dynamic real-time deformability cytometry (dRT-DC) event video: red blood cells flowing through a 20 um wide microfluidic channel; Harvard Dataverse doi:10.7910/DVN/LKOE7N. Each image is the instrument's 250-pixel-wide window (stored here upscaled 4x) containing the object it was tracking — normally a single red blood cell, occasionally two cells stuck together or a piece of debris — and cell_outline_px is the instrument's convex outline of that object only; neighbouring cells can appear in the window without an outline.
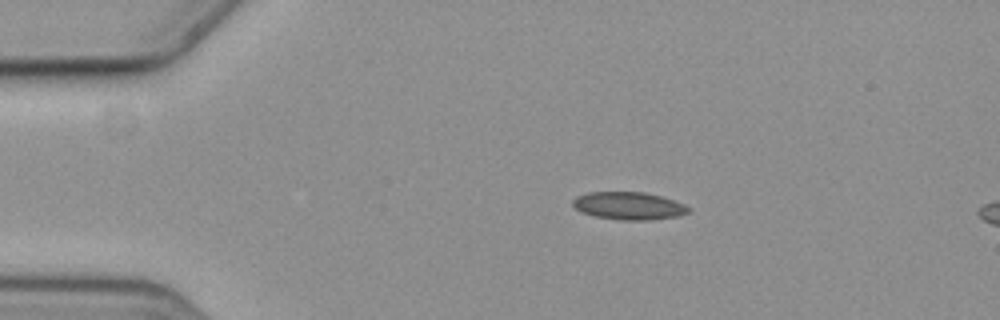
{"species": "common noctule bat (a hibernating species)", "species_latin": "Nyctalus noctula", "temperature_condition": "cold", "stored_images_in_passage": 7, "camera_frame_rate_fps": 3000, "um_per_image_px": 0.085, "animal": {"sex": "female", "body_mass_g": 19.3, "forearm_length_mm": 54.1}, "frame": {"image": 1, "passage_image": 1, "time_ms": 0.0, "image_size_px": [1000, 320], "cell_outline_px": [[692, 212], [680, 216], [648, 220], [620, 220], [596, 216], [580, 212], [572, 204], [572, 200], [576, 196], [588, 192], [644, 192], [660, 196], [684, 204], [692, 208]], "centroid_in_image_um": [53.47, 17.5], "position_along_channel_um": 31.5, "area_um2": 18.79}}